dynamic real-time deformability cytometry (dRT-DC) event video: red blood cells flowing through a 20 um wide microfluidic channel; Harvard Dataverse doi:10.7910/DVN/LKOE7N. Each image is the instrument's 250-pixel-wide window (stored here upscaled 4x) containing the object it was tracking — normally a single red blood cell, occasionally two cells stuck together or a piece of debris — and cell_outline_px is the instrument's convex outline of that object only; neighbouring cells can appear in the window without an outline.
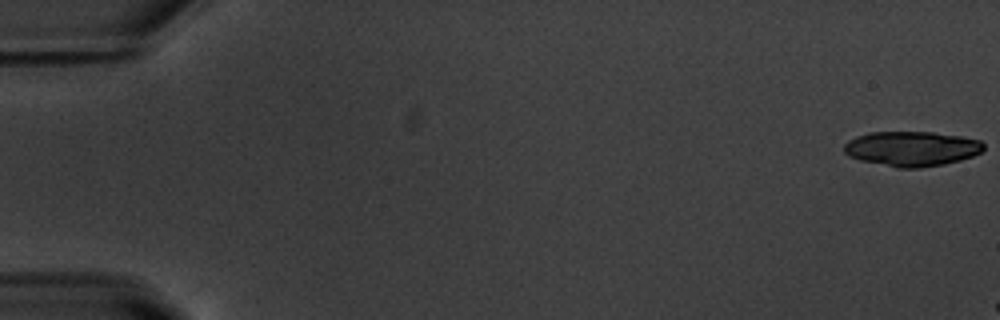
{"species": "common noctule bat (a hibernating species)", "species_latin": "Nyctalus noctula", "temperature_condition": "warm", "stored_images_in_passage": 7, "camera_frame_rate_fps": 3000, "um_per_image_px": 0.085, "animal": {"sex": "male", "body_mass_g": 20.1, "forearm_length_mm": 53.5}, "frame": {"image": 1, "passage_image": 1, "time_ms": 0.0, "image_size_px": [1000, 320], "cell_outline_px": [[984, 148], [980, 152], [972, 156], [960, 160], [944, 164], [920, 168], [896, 168], [860, 160], [848, 156], [844, 152], [844, 144], [848, 140], [856, 136], [868, 132], [932, 132], [960, 136], [980, 140], [984, 144]], "centroid_in_image_um": [77.46, 12.64], "position_along_channel_um": 7.5, "area_um2": 28.5}}